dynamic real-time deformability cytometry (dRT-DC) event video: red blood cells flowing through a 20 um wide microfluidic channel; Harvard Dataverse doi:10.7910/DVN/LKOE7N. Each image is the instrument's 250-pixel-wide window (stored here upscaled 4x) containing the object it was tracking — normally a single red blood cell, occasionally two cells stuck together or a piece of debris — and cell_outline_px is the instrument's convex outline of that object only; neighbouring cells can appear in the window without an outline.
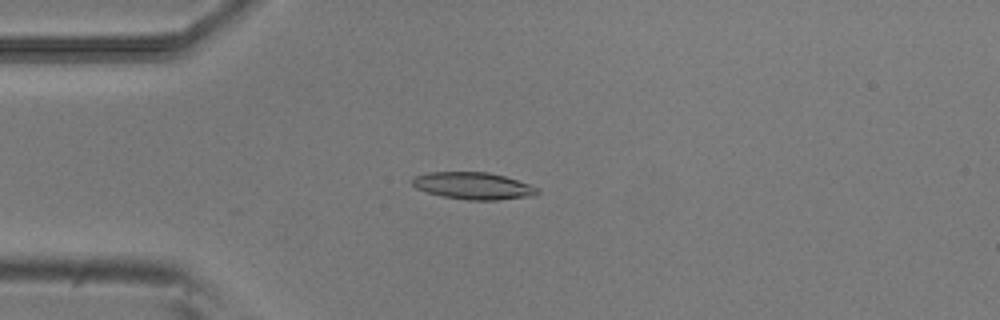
{"species": "common noctule bat (a hibernating species)", "species_latin": "Nyctalus noctula", "temperature_condition": "room temperature", "stored_images_in_passage": 29, "camera_frame_rate_fps": 3000, "um_per_image_px": 0.085, "animal": {"sex": "male", "body_mass_g": 20.5, "forearm_length_mm": 52.5}, "frame": {"image": 1, "passage_image": 10, "time_ms": 3.0, "image_size_px": [1000, 320], "cell_outline_px": [[540, 192], [532, 196], [500, 200], [468, 200], [440, 196], [416, 188], [412, 184], [412, 180], [416, 176], [428, 172], [488, 172], [504, 176], [540, 188]], "centroid_in_image_um": [40.24, 15.8], "position_along_channel_um": 44.8, "area_um2": 19.71}}
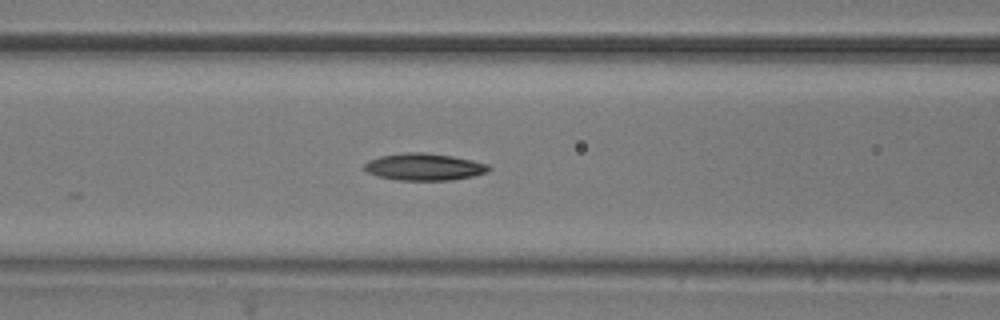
{"frame": {"image": 2, "passage_image": 18, "time_ms": 5.667, "image_size_px": [1000, 320], "cell_outline_px": [[492, 168], [488, 172], [472, 176], [452, 180], [396, 180], [376, 176], [368, 172], [364, 168], [364, 164], [368, 160], [380, 156], [404, 152], [424, 152], [452, 156], [472, 160], [488, 164]], "centroid_in_image_um": [36.05, 14.18], "position_along_channel_um": 130.6, "area_um2": 19.71}}
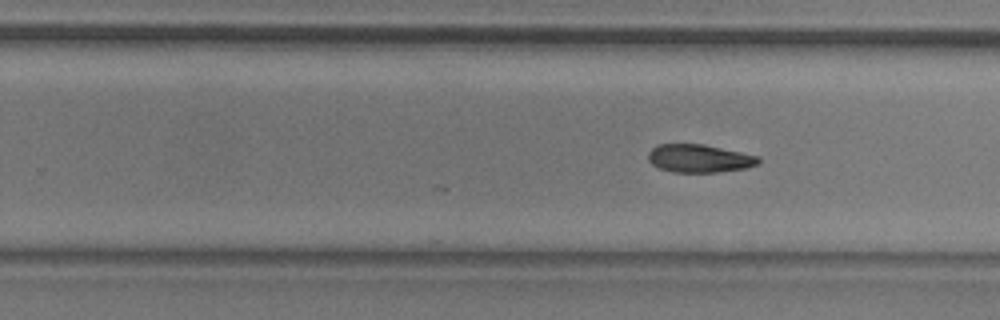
{"frame": {"image": 3, "passage_image": 29, "time_ms": 9.333, "image_size_px": [1000, 320], "cell_outline_px": [[760, 164], [748, 168], [716, 172], [672, 172], [660, 168], [652, 164], [648, 160], [648, 152], [652, 148], [660, 144], [704, 144], [760, 156]], "centroid_in_image_um": [59.48, 13.47], "position_along_channel_um": 270.3, "area_um2": 18.15}}